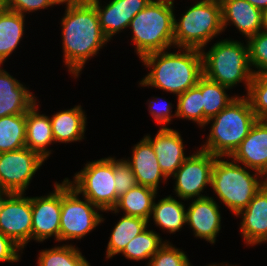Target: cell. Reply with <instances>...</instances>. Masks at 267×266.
Listing matches in <instances>:
<instances>
[{
	"mask_svg": "<svg viewBox=\"0 0 267 266\" xmlns=\"http://www.w3.org/2000/svg\"><path fill=\"white\" fill-rule=\"evenodd\" d=\"M186 225L192 230L195 238L214 245L222 228L220 204L214 196L188 200ZM191 202V203H190Z\"/></svg>",
	"mask_w": 267,
	"mask_h": 266,
	"instance_id": "5bb4252c",
	"label": "cell"
},
{
	"mask_svg": "<svg viewBox=\"0 0 267 266\" xmlns=\"http://www.w3.org/2000/svg\"><path fill=\"white\" fill-rule=\"evenodd\" d=\"M53 186L48 194L31 197L32 240L37 243L52 237L60 243L61 183L56 181Z\"/></svg>",
	"mask_w": 267,
	"mask_h": 266,
	"instance_id": "4fadbf2b",
	"label": "cell"
},
{
	"mask_svg": "<svg viewBox=\"0 0 267 266\" xmlns=\"http://www.w3.org/2000/svg\"><path fill=\"white\" fill-rule=\"evenodd\" d=\"M236 218L240 219L239 232L248 247L267 243V185L256 193L247 207Z\"/></svg>",
	"mask_w": 267,
	"mask_h": 266,
	"instance_id": "2e32d148",
	"label": "cell"
},
{
	"mask_svg": "<svg viewBox=\"0 0 267 266\" xmlns=\"http://www.w3.org/2000/svg\"><path fill=\"white\" fill-rule=\"evenodd\" d=\"M263 31L267 32V10L263 13Z\"/></svg>",
	"mask_w": 267,
	"mask_h": 266,
	"instance_id": "7bdbcfd3",
	"label": "cell"
},
{
	"mask_svg": "<svg viewBox=\"0 0 267 266\" xmlns=\"http://www.w3.org/2000/svg\"><path fill=\"white\" fill-rule=\"evenodd\" d=\"M230 88L201 77V92L203 106V129L209 119L215 117L220 111L226 108L239 94H228ZM230 95V96H229Z\"/></svg>",
	"mask_w": 267,
	"mask_h": 266,
	"instance_id": "83f0119b",
	"label": "cell"
},
{
	"mask_svg": "<svg viewBox=\"0 0 267 266\" xmlns=\"http://www.w3.org/2000/svg\"><path fill=\"white\" fill-rule=\"evenodd\" d=\"M10 194L8 191L0 190V211L3 206L5 198Z\"/></svg>",
	"mask_w": 267,
	"mask_h": 266,
	"instance_id": "60d3db41",
	"label": "cell"
},
{
	"mask_svg": "<svg viewBox=\"0 0 267 266\" xmlns=\"http://www.w3.org/2000/svg\"><path fill=\"white\" fill-rule=\"evenodd\" d=\"M72 177V180L65 178L70 186L102 211L116 206L114 156L87 161Z\"/></svg>",
	"mask_w": 267,
	"mask_h": 266,
	"instance_id": "9c48e42d",
	"label": "cell"
},
{
	"mask_svg": "<svg viewBox=\"0 0 267 266\" xmlns=\"http://www.w3.org/2000/svg\"><path fill=\"white\" fill-rule=\"evenodd\" d=\"M23 250L0 232V262L16 263L21 260Z\"/></svg>",
	"mask_w": 267,
	"mask_h": 266,
	"instance_id": "f35d334b",
	"label": "cell"
},
{
	"mask_svg": "<svg viewBox=\"0 0 267 266\" xmlns=\"http://www.w3.org/2000/svg\"><path fill=\"white\" fill-rule=\"evenodd\" d=\"M63 5L65 11L59 23L63 63L71 78L77 79L86 63L110 41L102 32L98 12L89 0H63Z\"/></svg>",
	"mask_w": 267,
	"mask_h": 266,
	"instance_id": "6da1fadb",
	"label": "cell"
},
{
	"mask_svg": "<svg viewBox=\"0 0 267 266\" xmlns=\"http://www.w3.org/2000/svg\"><path fill=\"white\" fill-rule=\"evenodd\" d=\"M131 157L125 158L130 165L137 185L150 187L158 192L160 183H168L163 174L151 143L143 136L131 149Z\"/></svg>",
	"mask_w": 267,
	"mask_h": 266,
	"instance_id": "d6986e66",
	"label": "cell"
},
{
	"mask_svg": "<svg viewBox=\"0 0 267 266\" xmlns=\"http://www.w3.org/2000/svg\"><path fill=\"white\" fill-rule=\"evenodd\" d=\"M222 28L225 32L229 26L247 40L263 30V11L254 7L246 0H220Z\"/></svg>",
	"mask_w": 267,
	"mask_h": 266,
	"instance_id": "ffe728a7",
	"label": "cell"
},
{
	"mask_svg": "<svg viewBox=\"0 0 267 266\" xmlns=\"http://www.w3.org/2000/svg\"><path fill=\"white\" fill-rule=\"evenodd\" d=\"M257 120L249 99L239 95L207 121L206 126L210 124V130L200 149L217 157L231 156Z\"/></svg>",
	"mask_w": 267,
	"mask_h": 266,
	"instance_id": "5b68a950",
	"label": "cell"
},
{
	"mask_svg": "<svg viewBox=\"0 0 267 266\" xmlns=\"http://www.w3.org/2000/svg\"><path fill=\"white\" fill-rule=\"evenodd\" d=\"M45 161L39 153L26 146L0 153V190L26 193Z\"/></svg>",
	"mask_w": 267,
	"mask_h": 266,
	"instance_id": "8fae6325",
	"label": "cell"
},
{
	"mask_svg": "<svg viewBox=\"0 0 267 266\" xmlns=\"http://www.w3.org/2000/svg\"><path fill=\"white\" fill-rule=\"evenodd\" d=\"M157 195L158 192L150 187L136 185L119 197L113 209L103 211V213L111 212L116 216L119 212H123L124 215L149 220L153 202Z\"/></svg>",
	"mask_w": 267,
	"mask_h": 266,
	"instance_id": "484cf974",
	"label": "cell"
},
{
	"mask_svg": "<svg viewBox=\"0 0 267 266\" xmlns=\"http://www.w3.org/2000/svg\"><path fill=\"white\" fill-rule=\"evenodd\" d=\"M114 179L116 189V204L120 196L137 185L135 175L124 158L114 156Z\"/></svg>",
	"mask_w": 267,
	"mask_h": 266,
	"instance_id": "d590c367",
	"label": "cell"
},
{
	"mask_svg": "<svg viewBox=\"0 0 267 266\" xmlns=\"http://www.w3.org/2000/svg\"><path fill=\"white\" fill-rule=\"evenodd\" d=\"M264 184L265 177L259 172L251 171L230 156L216 157L210 189L232 215L245 209Z\"/></svg>",
	"mask_w": 267,
	"mask_h": 266,
	"instance_id": "8992f818",
	"label": "cell"
},
{
	"mask_svg": "<svg viewBox=\"0 0 267 266\" xmlns=\"http://www.w3.org/2000/svg\"><path fill=\"white\" fill-rule=\"evenodd\" d=\"M28 87V88H27ZM38 97L0 65V118L26 114Z\"/></svg>",
	"mask_w": 267,
	"mask_h": 266,
	"instance_id": "44dd1931",
	"label": "cell"
},
{
	"mask_svg": "<svg viewBox=\"0 0 267 266\" xmlns=\"http://www.w3.org/2000/svg\"><path fill=\"white\" fill-rule=\"evenodd\" d=\"M180 132L171 127H162L157 130L153 138L150 134L144 135L153 146L158 164L168 179L188 157L185 152V142Z\"/></svg>",
	"mask_w": 267,
	"mask_h": 266,
	"instance_id": "e0dca14e",
	"label": "cell"
},
{
	"mask_svg": "<svg viewBox=\"0 0 267 266\" xmlns=\"http://www.w3.org/2000/svg\"><path fill=\"white\" fill-rule=\"evenodd\" d=\"M187 252L167 241L149 260L146 266H192Z\"/></svg>",
	"mask_w": 267,
	"mask_h": 266,
	"instance_id": "e575fe53",
	"label": "cell"
},
{
	"mask_svg": "<svg viewBox=\"0 0 267 266\" xmlns=\"http://www.w3.org/2000/svg\"><path fill=\"white\" fill-rule=\"evenodd\" d=\"M78 246L57 244L52 248L41 249L37 255V266H91Z\"/></svg>",
	"mask_w": 267,
	"mask_h": 266,
	"instance_id": "f1b7e54d",
	"label": "cell"
},
{
	"mask_svg": "<svg viewBox=\"0 0 267 266\" xmlns=\"http://www.w3.org/2000/svg\"><path fill=\"white\" fill-rule=\"evenodd\" d=\"M153 202L150 218L148 220L149 226L152 220L155 227H159L164 233L176 234L181 231L184 226L186 227V204L181 201L180 198L174 197L173 195H167Z\"/></svg>",
	"mask_w": 267,
	"mask_h": 266,
	"instance_id": "cb8c5ba5",
	"label": "cell"
},
{
	"mask_svg": "<svg viewBox=\"0 0 267 266\" xmlns=\"http://www.w3.org/2000/svg\"><path fill=\"white\" fill-rule=\"evenodd\" d=\"M148 226V220L123 214L112 227V232L108 237L105 258L110 260L115 255H120L126 245Z\"/></svg>",
	"mask_w": 267,
	"mask_h": 266,
	"instance_id": "4316f807",
	"label": "cell"
},
{
	"mask_svg": "<svg viewBox=\"0 0 267 266\" xmlns=\"http://www.w3.org/2000/svg\"><path fill=\"white\" fill-rule=\"evenodd\" d=\"M249 62L254 75L267 74V32L259 31L247 40Z\"/></svg>",
	"mask_w": 267,
	"mask_h": 266,
	"instance_id": "d6a6232c",
	"label": "cell"
},
{
	"mask_svg": "<svg viewBox=\"0 0 267 266\" xmlns=\"http://www.w3.org/2000/svg\"><path fill=\"white\" fill-rule=\"evenodd\" d=\"M194 2L178 19L174 13V48L202 50L223 32L220 0Z\"/></svg>",
	"mask_w": 267,
	"mask_h": 266,
	"instance_id": "52a82bcc",
	"label": "cell"
},
{
	"mask_svg": "<svg viewBox=\"0 0 267 266\" xmlns=\"http://www.w3.org/2000/svg\"><path fill=\"white\" fill-rule=\"evenodd\" d=\"M146 102L148 112L157 126L159 125V128L168 127V125L172 124L173 119L177 118L176 110L174 112L172 111L173 104L167 101V99L154 96Z\"/></svg>",
	"mask_w": 267,
	"mask_h": 266,
	"instance_id": "8d00e7d4",
	"label": "cell"
},
{
	"mask_svg": "<svg viewBox=\"0 0 267 266\" xmlns=\"http://www.w3.org/2000/svg\"><path fill=\"white\" fill-rule=\"evenodd\" d=\"M0 232L22 250L32 241L31 196L10 193L0 211Z\"/></svg>",
	"mask_w": 267,
	"mask_h": 266,
	"instance_id": "7c38bea8",
	"label": "cell"
},
{
	"mask_svg": "<svg viewBox=\"0 0 267 266\" xmlns=\"http://www.w3.org/2000/svg\"><path fill=\"white\" fill-rule=\"evenodd\" d=\"M205 266H238L237 264L234 265V264H229L227 262H221V263H211V264H207Z\"/></svg>",
	"mask_w": 267,
	"mask_h": 266,
	"instance_id": "b9f144b4",
	"label": "cell"
},
{
	"mask_svg": "<svg viewBox=\"0 0 267 266\" xmlns=\"http://www.w3.org/2000/svg\"><path fill=\"white\" fill-rule=\"evenodd\" d=\"M96 8L99 22L105 37L112 42L113 36L124 33L133 17L143 10L151 0H89ZM112 39V41H111Z\"/></svg>",
	"mask_w": 267,
	"mask_h": 266,
	"instance_id": "9a60e30c",
	"label": "cell"
},
{
	"mask_svg": "<svg viewBox=\"0 0 267 266\" xmlns=\"http://www.w3.org/2000/svg\"><path fill=\"white\" fill-rule=\"evenodd\" d=\"M176 116L180 120L192 121L198 128L203 129V106L201 78L197 85L191 87L176 97Z\"/></svg>",
	"mask_w": 267,
	"mask_h": 266,
	"instance_id": "1f68e13d",
	"label": "cell"
},
{
	"mask_svg": "<svg viewBox=\"0 0 267 266\" xmlns=\"http://www.w3.org/2000/svg\"><path fill=\"white\" fill-rule=\"evenodd\" d=\"M26 16L0 6V65L16 52L24 39Z\"/></svg>",
	"mask_w": 267,
	"mask_h": 266,
	"instance_id": "d4e9b609",
	"label": "cell"
},
{
	"mask_svg": "<svg viewBox=\"0 0 267 266\" xmlns=\"http://www.w3.org/2000/svg\"><path fill=\"white\" fill-rule=\"evenodd\" d=\"M152 52L140 60L149 72L138 87L156 88L178 96L197 85L203 76L202 52L194 48H176Z\"/></svg>",
	"mask_w": 267,
	"mask_h": 266,
	"instance_id": "7a4b0ae2",
	"label": "cell"
},
{
	"mask_svg": "<svg viewBox=\"0 0 267 266\" xmlns=\"http://www.w3.org/2000/svg\"><path fill=\"white\" fill-rule=\"evenodd\" d=\"M246 97L256 117L267 120V74L253 76Z\"/></svg>",
	"mask_w": 267,
	"mask_h": 266,
	"instance_id": "836d02e7",
	"label": "cell"
},
{
	"mask_svg": "<svg viewBox=\"0 0 267 266\" xmlns=\"http://www.w3.org/2000/svg\"><path fill=\"white\" fill-rule=\"evenodd\" d=\"M246 1H248L254 7L260 9L263 12L267 10V0H246Z\"/></svg>",
	"mask_w": 267,
	"mask_h": 266,
	"instance_id": "ab89813d",
	"label": "cell"
},
{
	"mask_svg": "<svg viewBox=\"0 0 267 266\" xmlns=\"http://www.w3.org/2000/svg\"><path fill=\"white\" fill-rule=\"evenodd\" d=\"M39 100L26 112L25 146L39 153L46 161L51 157V145L55 144L50 116L40 111ZM42 113V114H41ZM49 147V148H48Z\"/></svg>",
	"mask_w": 267,
	"mask_h": 266,
	"instance_id": "603a6c76",
	"label": "cell"
},
{
	"mask_svg": "<svg viewBox=\"0 0 267 266\" xmlns=\"http://www.w3.org/2000/svg\"><path fill=\"white\" fill-rule=\"evenodd\" d=\"M26 114L0 118V153L25 147Z\"/></svg>",
	"mask_w": 267,
	"mask_h": 266,
	"instance_id": "4dcf8cb0",
	"label": "cell"
},
{
	"mask_svg": "<svg viewBox=\"0 0 267 266\" xmlns=\"http://www.w3.org/2000/svg\"><path fill=\"white\" fill-rule=\"evenodd\" d=\"M63 0H3L1 6L24 16L62 5Z\"/></svg>",
	"mask_w": 267,
	"mask_h": 266,
	"instance_id": "74e56055",
	"label": "cell"
},
{
	"mask_svg": "<svg viewBox=\"0 0 267 266\" xmlns=\"http://www.w3.org/2000/svg\"><path fill=\"white\" fill-rule=\"evenodd\" d=\"M81 104L50 115L53 139L59 144L83 141L87 127V114Z\"/></svg>",
	"mask_w": 267,
	"mask_h": 266,
	"instance_id": "7402d4cb",
	"label": "cell"
},
{
	"mask_svg": "<svg viewBox=\"0 0 267 266\" xmlns=\"http://www.w3.org/2000/svg\"><path fill=\"white\" fill-rule=\"evenodd\" d=\"M167 241L170 240H163L159 232L149 229L148 226L132 239L120 254L130 261L140 262L147 260L149 263V260Z\"/></svg>",
	"mask_w": 267,
	"mask_h": 266,
	"instance_id": "f546056e",
	"label": "cell"
},
{
	"mask_svg": "<svg viewBox=\"0 0 267 266\" xmlns=\"http://www.w3.org/2000/svg\"><path fill=\"white\" fill-rule=\"evenodd\" d=\"M201 50L203 58V75L216 83L235 89L240 83L244 85L246 96L254 76L249 62L247 41L224 38L216 40L213 45Z\"/></svg>",
	"mask_w": 267,
	"mask_h": 266,
	"instance_id": "3957f363",
	"label": "cell"
},
{
	"mask_svg": "<svg viewBox=\"0 0 267 266\" xmlns=\"http://www.w3.org/2000/svg\"><path fill=\"white\" fill-rule=\"evenodd\" d=\"M248 169L267 176V120L258 119L248 136L230 156Z\"/></svg>",
	"mask_w": 267,
	"mask_h": 266,
	"instance_id": "ac0fdd59",
	"label": "cell"
},
{
	"mask_svg": "<svg viewBox=\"0 0 267 266\" xmlns=\"http://www.w3.org/2000/svg\"><path fill=\"white\" fill-rule=\"evenodd\" d=\"M171 176L174 182L173 195L184 202L191 199L203 198L207 195L204 191L211 186V175L216 157L209 152L197 147ZM205 192V194H202Z\"/></svg>",
	"mask_w": 267,
	"mask_h": 266,
	"instance_id": "30bf717a",
	"label": "cell"
},
{
	"mask_svg": "<svg viewBox=\"0 0 267 266\" xmlns=\"http://www.w3.org/2000/svg\"><path fill=\"white\" fill-rule=\"evenodd\" d=\"M82 198L65 178L61 180V243L81 241L106 220L103 213L101 214L103 211L98 206L86 197Z\"/></svg>",
	"mask_w": 267,
	"mask_h": 266,
	"instance_id": "ba28073f",
	"label": "cell"
},
{
	"mask_svg": "<svg viewBox=\"0 0 267 266\" xmlns=\"http://www.w3.org/2000/svg\"><path fill=\"white\" fill-rule=\"evenodd\" d=\"M173 0H151L130 22L131 44L139 60L146 54L174 49Z\"/></svg>",
	"mask_w": 267,
	"mask_h": 266,
	"instance_id": "277c9868",
	"label": "cell"
}]
</instances>
